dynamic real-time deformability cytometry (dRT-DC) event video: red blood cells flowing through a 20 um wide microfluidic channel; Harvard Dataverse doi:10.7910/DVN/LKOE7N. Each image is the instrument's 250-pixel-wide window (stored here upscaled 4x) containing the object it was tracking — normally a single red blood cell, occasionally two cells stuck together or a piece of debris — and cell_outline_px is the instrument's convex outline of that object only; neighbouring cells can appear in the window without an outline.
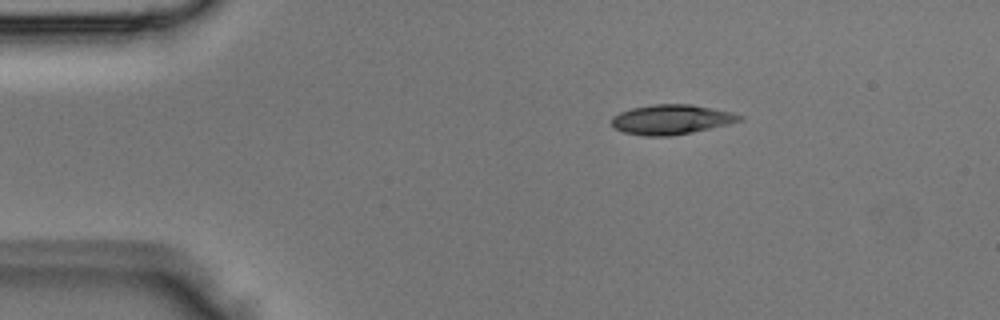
{"species": "Egyptian fruit bat (a non-hibernating species)", "species_latin": "Rousettus aegyptiacus", "temperature_condition": "room temperature", "stored_images_in_passage": 2, "camera_frame_rate_fps": 3000, "um_per_image_px": 0.085, "animal": {"sex": "male"}, "frame": {"image": 1, "passage_image": 1, "time_ms": 0.0, "image_size_px": [1000, 320], "cell_outline_px": [[744, 120], [728, 124], [692, 132], [672, 136], [644, 136], [624, 132], [616, 128], [612, 124], [612, 116], [620, 112], [632, 108], [652, 104], [692, 104], [732, 112], [744, 116]], "centroid_in_image_um": [57.09, 10.15], "position_along_channel_um": 27.9, "area_um2": 22.2}}